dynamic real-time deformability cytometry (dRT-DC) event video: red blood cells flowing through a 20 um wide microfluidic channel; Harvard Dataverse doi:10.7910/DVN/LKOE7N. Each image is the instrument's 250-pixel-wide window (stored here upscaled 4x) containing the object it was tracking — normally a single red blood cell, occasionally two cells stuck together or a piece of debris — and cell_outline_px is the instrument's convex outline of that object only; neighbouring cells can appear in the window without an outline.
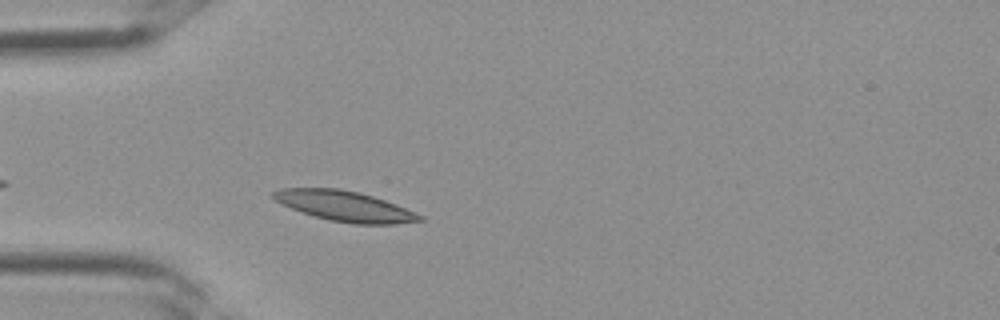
{"species": "Egyptian fruit bat (a non-hibernating species)", "species_latin": "Rousettus aegyptiacus", "temperature_condition": "room temperature", "stored_images_in_passage": 27, "camera_frame_rate_fps": 3000, "um_per_image_px": 0.085, "frame": {"image": 1, "passage_image": 3, "time_ms": 0.667, "image_size_px": [1000, 320], "cell_outline_px": [[424, 220], [396, 224], [352, 224], [328, 220], [292, 208], [276, 200], [272, 196], [272, 192], [280, 188], [340, 188], [360, 192], [396, 204], [424, 216]], "centroid_in_image_um": [29.34, 17.52], "position_along_channel_um": 55.7, "area_um2": 25.66}}
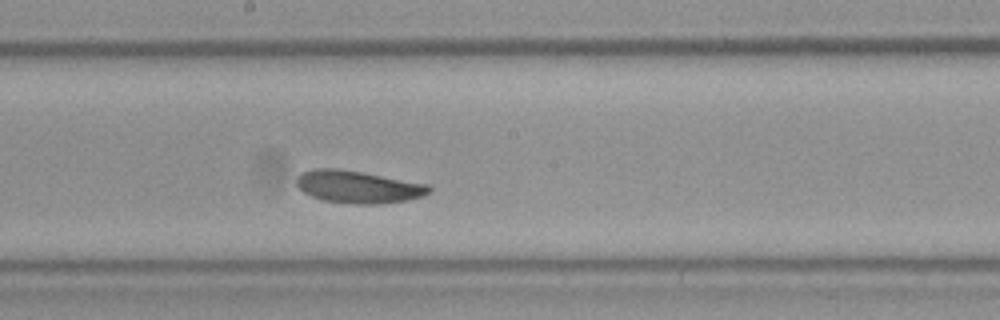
{"frame": {"image": 2, "passage_image": 12, "time_ms": 3.667, "image_size_px": [1000, 320], "cell_outline_px": [[432, 192], [424, 196], [404, 200], [376, 204], [356, 204], [324, 200], [312, 196], [304, 192], [296, 184], [296, 180], [300, 172], [312, 168], [336, 168], [364, 172], [428, 184], [432, 188]], "centroid_in_image_um": [30.44, 15.86], "position_along_channel_um": 217.8, "area_um2": 25.09}}
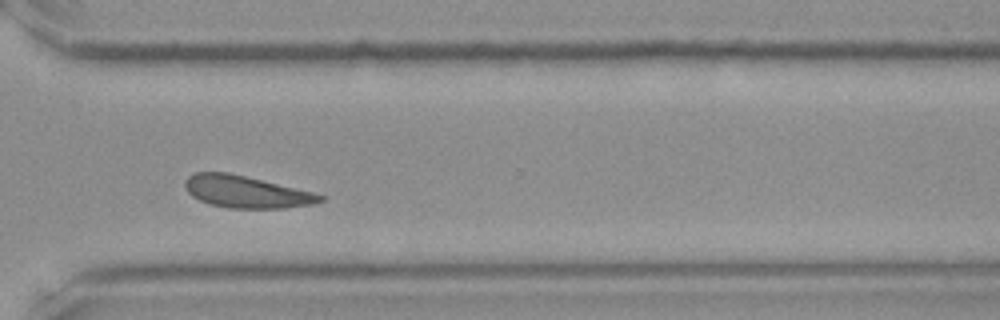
{"frame": {"image": 3, "passage_image": 19, "time_ms": 6.0, "image_size_px": [1000, 320], "cell_outline_px": [[324, 200], [316, 204], [284, 208], [228, 208], [208, 204], [192, 196], [184, 188], [184, 180], [188, 176], [196, 172], [228, 172], [312, 192], [324, 196]], "centroid_in_image_um": [20.89, 16.31], "position_along_channel_um": 349.7, "area_um2": 25.2}}